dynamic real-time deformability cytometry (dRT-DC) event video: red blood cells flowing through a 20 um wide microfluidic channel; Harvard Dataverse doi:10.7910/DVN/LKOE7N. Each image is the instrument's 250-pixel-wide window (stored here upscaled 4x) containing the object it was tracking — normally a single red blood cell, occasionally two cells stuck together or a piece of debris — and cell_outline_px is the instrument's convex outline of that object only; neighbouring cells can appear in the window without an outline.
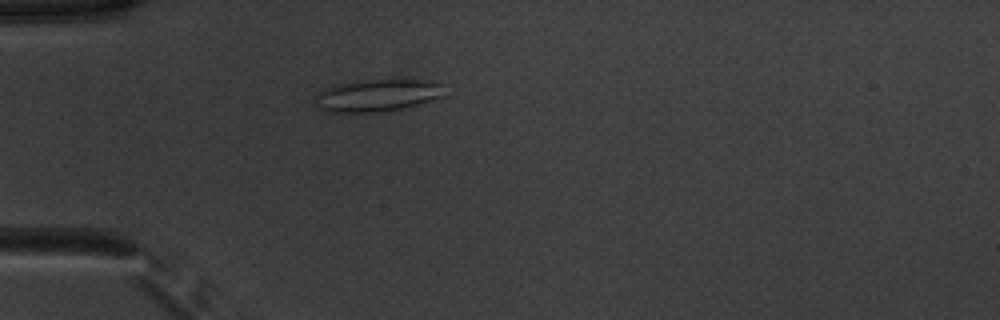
{"species": "common noctule bat (a hibernating species)", "species_latin": "Nyctalus noctula", "temperature_condition": "warm", "stored_images_in_passage": 52, "camera_frame_rate_fps": 3000, "um_per_image_px": 0.085, "animal": {"sex": "male", "body_mass_g": 20.1, "forearm_length_mm": 53.5}, "frame": {"image": 1, "passage_image": 16, "time_ms": 5.0, "image_size_px": [1000, 320], "cell_outline_px": [[444, 96], [432, 100], [404, 108], [380, 112], [328, 112], [316, 108], [316, 96], [324, 88], [340, 84], [364, 80], [420, 80], [444, 84]], "centroid_in_image_um": [32.08, 8.12], "position_along_channel_um": 52.9, "area_um2": 24.16}}
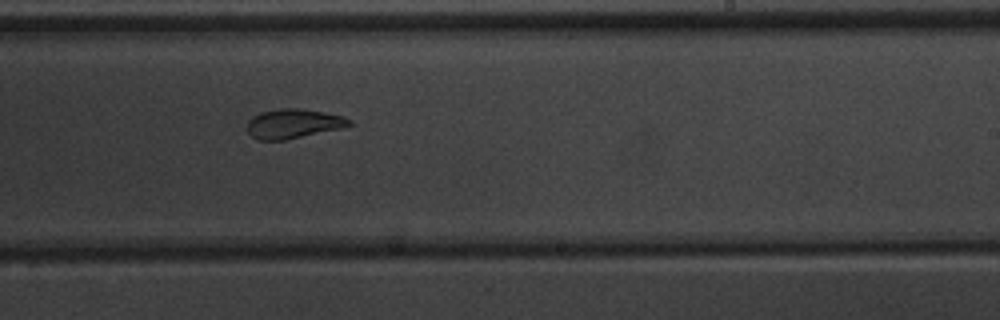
{"frame": {"image": 2, "passage_image": 33, "time_ms": 10.667, "image_size_px": [1000, 320], "cell_outline_px": [[352, 124], [340, 128], [284, 140], [256, 140], [248, 132], [248, 120], [252, 116], [260, 112], [280, 108], [304, 108], [344, 116], [352, 120]], "centroid_in_image_um": [24.92, 10.49], "position_along_channel_um": 264.1, "area_um2": 17.51}}
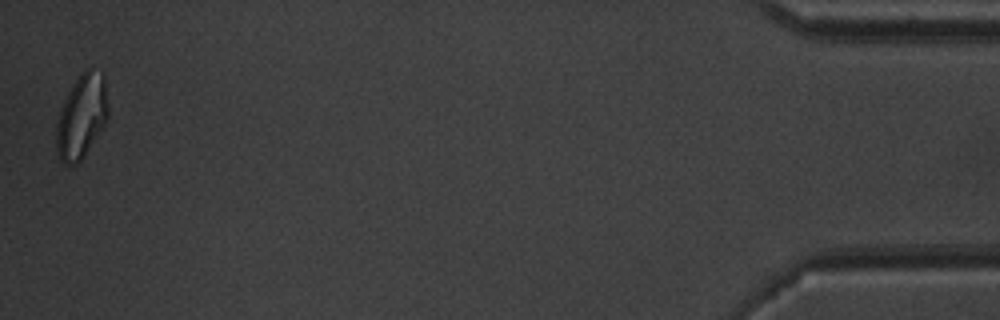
{"frame": {"image": 3, "passage_image": 52, "time_ms": 17.0, "image_size_px": [1000, 320], "cell_outline_px": [[108, 120], [84, 156], [76, 164], [64, 164], [60, 160], [56, 152], [56, 124], [64, 100], [72, 84], [80, 72], [88, 68], [104, 72], [108, 104]], "centroid_in_image_um": [6.95, 9.87], "position_along_channel_um": 428.2, "area_um2": 25.61}, "authors_computed_cell_mechanics": {"area_um2": 21.386, "velocity_mm_per_s": 3.9309, "shape_relaxation_time_tau1_ms": 5.3149, "shape_relaxation_time_tau2_ms": 1.7417, "deformation_change_tau1": 0.1479, "deformation_change_tau2": 0.0881}}